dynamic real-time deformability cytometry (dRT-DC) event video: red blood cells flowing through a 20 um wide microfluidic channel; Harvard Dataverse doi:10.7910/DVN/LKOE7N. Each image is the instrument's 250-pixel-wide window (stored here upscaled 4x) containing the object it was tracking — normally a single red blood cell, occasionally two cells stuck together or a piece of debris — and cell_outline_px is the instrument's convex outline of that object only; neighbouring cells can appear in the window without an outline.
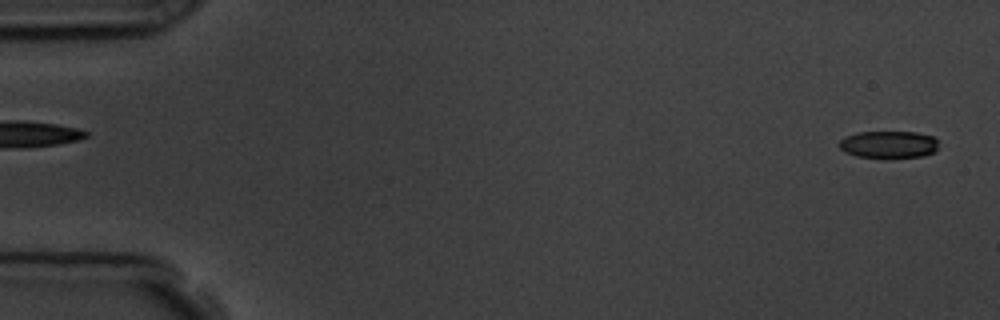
{"species": "common noctule bat (a hibernating species)", "species_latin": "Nyctalus noctula", "temperature_condition": "room temperature", "stored_images_in_passage": 57, "camera_frame_rate_fps": 3000, "um_per_image_px": 0.085, "animal": {"sex": "male", "body_mass_g": 19.5, "forearm_length_mm": 54.6}, "frame": {"image": 1, "passage_image": 2, "time_ms": 0.333, "image_size_px": [1000, 320], "cell_outline_px": [[936, 152], [924, 156], [856, 156], [844, 152], [836, 144], [844, 136], [856, 132], [916, 132], [932, 136], [936, 140]], "centroid_in_image_um": [75.48, 12.25], "position_along_channel_um": 9.5, "area_um2": 15.49}}
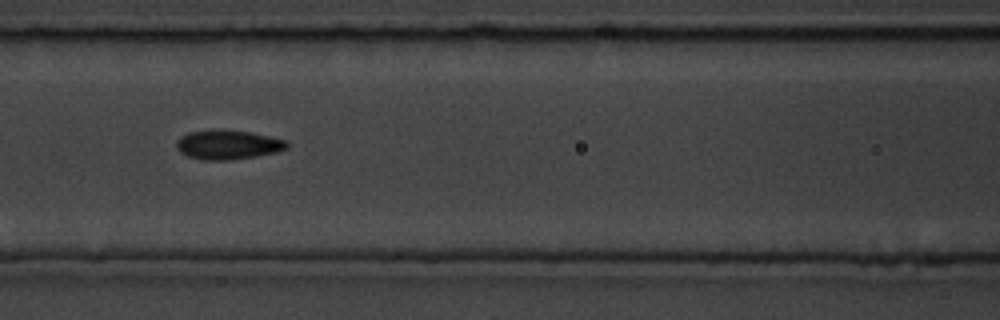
{"frame": {"image": 2, "passage_image": 25, "time_ms": 8.0, "image_size_px": [1000, 320], "cell_outline_px": [[288, 148], [276, 152], [256, 156], [232, 160], [204, 160], [188, 156], [180, 152], [176, 148], [176, 140], [180, 136], [188, 132], [252, 132], [284, 140], [288, 144]], "centroid_in_image_um": [19.36, 12.34], "position_along_channel_um": 147.2, "area_um2": 18.21}}
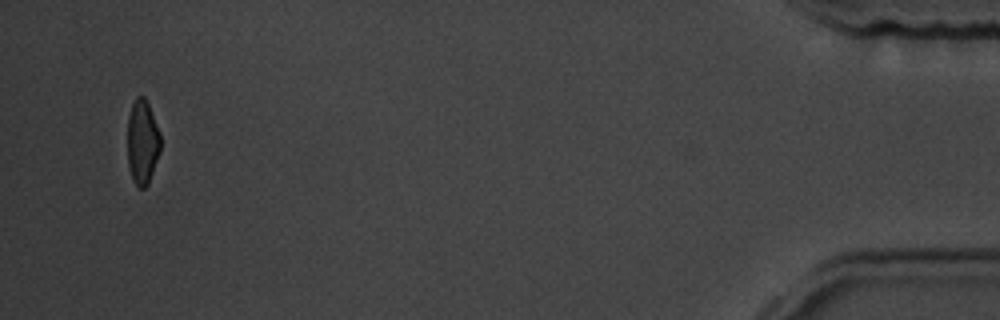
{"frame": {"image": 3, "passage_image": 55, "time_ms": 18.0, "image_size_px": [1000, 320], "cell_outline_px": [[160, 152], [148, 184], [144, 188], [140, 188], [132, 180], [128, 164], [128, 116], [132, 104], [136, 96], [144, 96], [148, 104], [160, 132]], "centroid_in_image_um": [12.1, 12.08], "position_along_channel_um": 423.1, "area_um2": 16.24}, "authors_computed_cell_mechanics": {"area_um2": 17.5712, "velocity_mm_per_s": 3.5977, "shape_relaxation_time_tau1_ms": 4.4138, "shape_relaxation_time_tau2_ms": 2.9585, "deformation_change_tau1": 0.1145, "deformation_change_tau2": 0.1038}}